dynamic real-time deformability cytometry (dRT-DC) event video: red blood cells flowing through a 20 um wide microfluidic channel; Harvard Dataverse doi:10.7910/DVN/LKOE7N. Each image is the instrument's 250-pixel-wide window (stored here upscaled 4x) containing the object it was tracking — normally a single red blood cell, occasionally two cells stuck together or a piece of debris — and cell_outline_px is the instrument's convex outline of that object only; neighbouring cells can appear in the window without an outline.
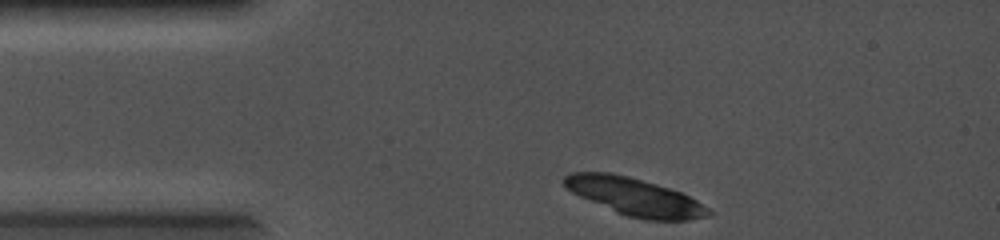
{"species": "common noctule bat (a hibernating species)", "species_latin": "Nyctalus noctula", "temperature_condition": "cold", "stored_images_in_passage": 4, "camera_frame_rate_fps": 5000, "um_per_image_px": 0.085, "animal": {"sex": "female", "body_mass_g": 19.0, "forearm_length_mm": 56.7}, "frame": {"image": 1, "passage_image": 1, "time_ms": 0.0, "image_size_px": [1000, 240], "cell_outline_px": [[712, 216], [688, 220], [644, 220], [628, 216], [616, 212], [580, 196], [572, 192], [564, 184], [564, 176], [572, 172], [612, 172], [628, 176], [656, 184], [680, 192], [696, 200], [708, 208], [712, 212]], "centroid_in_image_um": [53.98, 16.73], "position_along_channel_um": 31.0, "area_um2": 31.33}}